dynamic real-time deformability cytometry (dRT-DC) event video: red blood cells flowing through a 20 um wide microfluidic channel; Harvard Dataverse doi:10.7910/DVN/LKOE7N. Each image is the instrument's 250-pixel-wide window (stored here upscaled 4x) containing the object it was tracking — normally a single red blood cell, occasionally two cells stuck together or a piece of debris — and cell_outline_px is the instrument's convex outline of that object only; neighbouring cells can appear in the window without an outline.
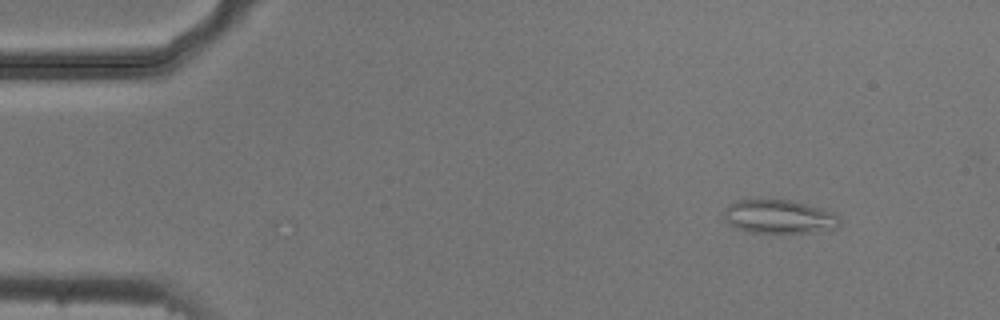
{"species": "common noctule bat (a hibernating species)", "species_latin": "Nyctalus noctula", "temperature_condition": "cold", "stored_images_in_passage": 12, "camera_frame_rate_fps": 3000, "um_per_image_px": 0.085, "animal": {"sex": "male", "body_mass_g": 20.5, "forearm_length_mm": 52.5}, "frame": {"image": 1, "passage_image": 1, "time_ms": 0.0, "image_size_px": [1000, 320], "cell_outline_px": [[840, 224], [836, 228], [812, 232], [748, 232], [736, 228], [724, 220], [724, 208], [728, 204], [736, 200], [788, 200], [820, 208], [832, 212], [840, 216]], "centroid_in_image_um": [66.19, 18.42], "position_along_channel_um": 18.8, "area_um2": 22.54}}